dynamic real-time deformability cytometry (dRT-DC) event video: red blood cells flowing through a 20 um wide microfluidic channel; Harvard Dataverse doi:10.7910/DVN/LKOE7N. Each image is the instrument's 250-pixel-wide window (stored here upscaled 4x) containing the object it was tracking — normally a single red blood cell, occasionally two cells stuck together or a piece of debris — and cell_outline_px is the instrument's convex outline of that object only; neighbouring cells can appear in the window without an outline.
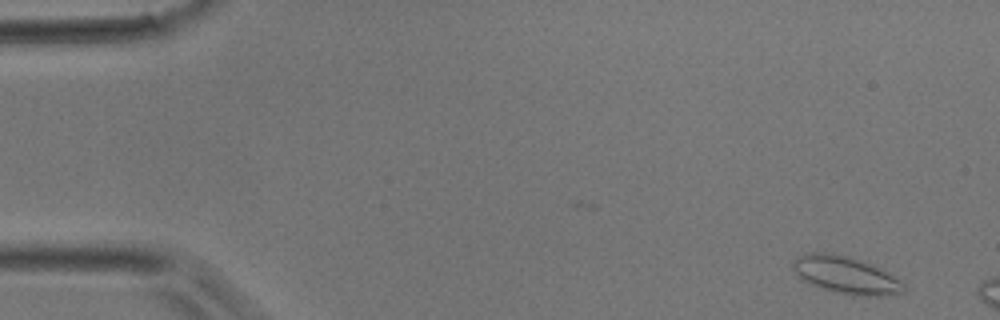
{"species": "common noctule bat (a hibernating species)", "species_latin": "Nyctalus noctula", "temperature_condition": "room temperature", "stored_images_in_passage": 12, "camera_frame_rate_fps": 3000, "um_per_image_px": 0.085, "animal": {"sex": "male", "body_mass_g": 17.9}, "frame": {"image": 1, "passage_image": 1, "time_ms": 0.0, "image_size_px": [1000, 320], "cell_outline_px": [[908, 288], [904, 292], [880, 296], [852, 296], [832, 292], [820, 288], [804, 280], [792, 268], [792, 260], [804, 252], [824, 252], [848, 256], [860, 260], [900, 280]], "centroid_in_image_um": [71.86, 23.39], "position_along_channel_um": 13.1, "area_um2": 23.99}}